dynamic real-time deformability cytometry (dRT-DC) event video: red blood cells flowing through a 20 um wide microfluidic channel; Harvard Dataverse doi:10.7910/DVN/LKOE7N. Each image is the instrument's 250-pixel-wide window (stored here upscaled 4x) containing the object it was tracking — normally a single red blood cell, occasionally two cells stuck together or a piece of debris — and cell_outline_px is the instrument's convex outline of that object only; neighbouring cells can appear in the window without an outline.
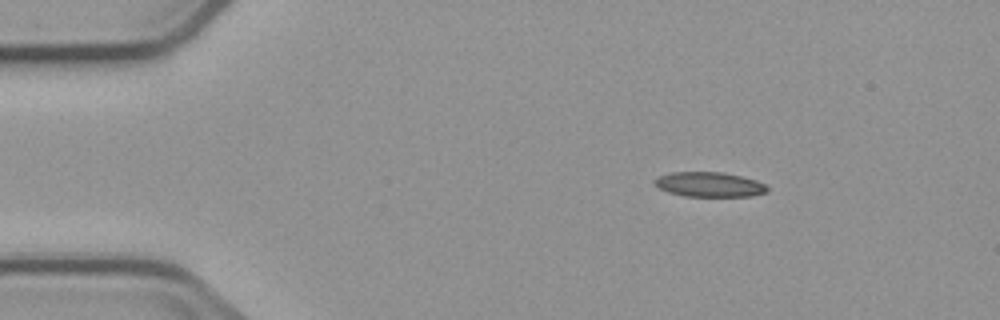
{"species": "common noctule bat (a hibernating species)", "species_latin": "Nyctalus noctula", "temperature_condition": "cold", "stored_images_in_passage": 4, "segment_of_instrument_passage": [1, 2], "camera_frame_rate_fps": 3000, "um_per_image_px": 0.085, "animal": {"sex": "male", "body_mass_g": 23.1, "forearm_length_mm": 52.7}, "frame": {"image": 1, "passage_image": 1, "time_ms": 0.0, "image_size_px": [1000, 320], "cell_outline_px": [[768, 188], [764, 192], [752, 196], [684, 196], [668, 192], [652, 184], [652, 180], [660, 176], [672, 172], [724, 172], [756, 180], [764, 184]], "centroid_in_image_um": [60.24, 15.67], "position_along_channel_um": 24.8, "area_um2": 16.18}}